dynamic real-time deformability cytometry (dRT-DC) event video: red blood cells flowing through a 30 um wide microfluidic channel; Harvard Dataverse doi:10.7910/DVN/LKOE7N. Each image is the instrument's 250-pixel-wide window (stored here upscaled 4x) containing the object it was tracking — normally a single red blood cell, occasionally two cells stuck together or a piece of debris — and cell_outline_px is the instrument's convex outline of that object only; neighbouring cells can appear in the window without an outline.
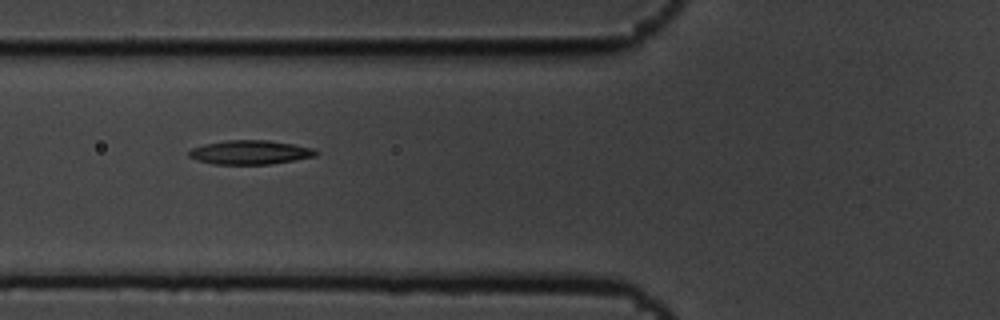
{"species": "common noctule bat (a hibernating species)", "species_latin": "Nyctalus noctula", "temperature_condition": "cold", "stored_images_in_passage": 11, "camera_frame_rate_fps": 3000, "um_per_image_px": 0.085, "animal": {"sex": "male", "body_mass_g": 19.5, "forearm_length_mm": 54.6}, "frame": {"image": 1, "passage_image": 7, "time_ms": 2.0, "image_size_px": [1000, 320], "cell_outline_px": [[320, 152], [316, 156], [268, 164], [212, 164], [196, 160], [188, 156], [188, 152], [192, 148], [204, 144], [228, 140], [268, 140], [292, 144], [312, 148]], "centroid_in_image_um": [21.23, 12.95], "position_along_channel_um": 104.6, "area_um2": 17.69}}
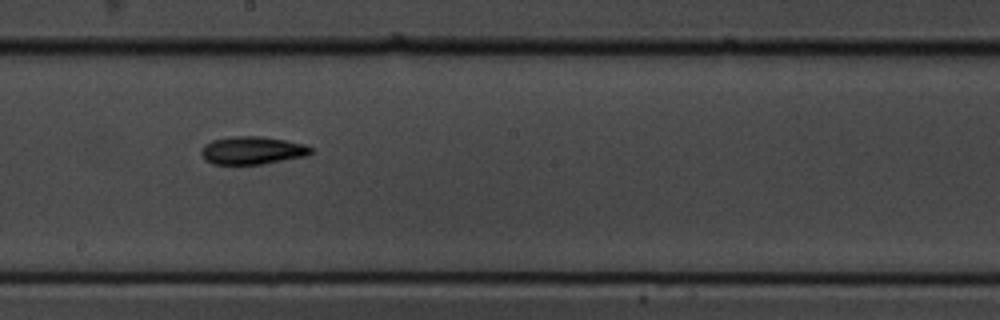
{"frame": {"image": 2, "passage_image": 10, "time_ms": 3.0, "image_size_px": [1000, 320], "cell_outline_px": [[312, 152], [308, 156], [264, 164], [212, 164], [204, 160], [200, 152], [204, 144], [212, 140], [232, 136], [260, 136], [284, 140], [304, 144], [312, 148]], "centroid_in_image_um": [21.43, 12.79], "position_along_channel_um": 226.8, "area_um2": 17.98}}
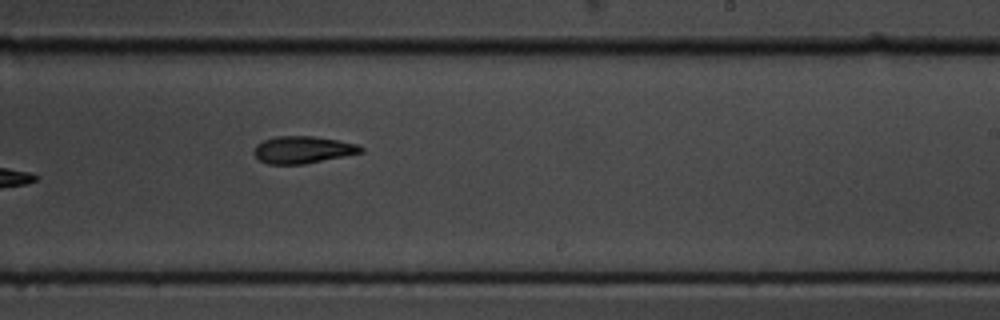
{"frame": {"image": 3, "passage_image": 11, "time_ms": 3.333, "image_size_px": [1000, 320], "cell_outline_px": [[364, 152], [304, 164], [268, 164], [260, 160], [252, 152], [256, 144], [264, 140], [276, 136], [312, 136], [336, 140], [356, 144], [364, 148]], "centroid_in_image_um": [25.71, 12.73], "position_along_channel_um": 263.3, "area_um2": 16.82}}